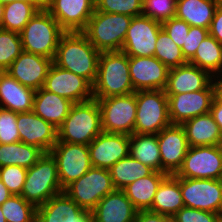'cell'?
<instances>
[{
	"label": "cell",
	"instance_id": "obj_1",
	"mask_svg": "<svg viewBox=\"0 0 222 222\" xmlns=\"http://www.w3.org/2000/svg\"><path fill=\"white\" fill-rule=\"evenodd\" d=\"M100 54L82 32H65L60 37L53 63L93 85Z\"/></svg>",
	"mask_w": 222,
	"mask_h": 222
},
{
	"label": "cell",
	"instance_id": "obj_2",
	"mask_svg": "<svg viewBox=\"0 0 222 222\" xmlns=\"http://www.w3.org/2000/svg\"><path fill=\"white\" fill-rule=\"evenodd\" d=\"M93 98H108L136 92L129 74V56L122 51L101 52Z\"/></svg>",
	"mask_w": 222,
	"mask_h": 222
},
{
	"label": "cell",
	"instance_id": "obj_3",
	"mask_svg": "<svg viewBox=\"0 0 222 222\" xmlns=\"http://www.w3.org/2000/svg\"><path fill=\"white\" fill-rule=\"evenodd\" d=\"M101 112L96 99L74 103L64 122L57 128V140L89 145L100 133Z\"/></svg>",
	"mask_w": 222,
	"mask_h": 222
},
{
	"label": "cell",
	"instance_id": "obj_4",
	"mask_svg": "<svg viewBox=\"0 0 222 222\" xmlns=\"http://www.w3.org/2000/svg\"><path fill=\"white\" fill-rule=\"evenodd\" d=\"M64 33L58 21L45 8L41 9L20 33L23 51L54 60Z\"/></svg>",
	"mask_w": 222,
	"mask_h": 222
},
{
	"label": "cell",
	"instance_id": "obj_5",
	"mask_svg": "<svg viewBox=\"0 0 222 222\" xmlns=\"http://www.w3.org/2000/svg\"><path fill=\"white\" fill-rule=\"evenodd\" d=\"M132 18L94 10L82 33L100 52L121 51Z\"/></svg>",
	"mask_w": 222,
	"mask_h": 222
},
{
	"label": "cell",
	"instance_id": "obj_6",
	"mask_svg": "<svg viewBox=\"0 0 222 222\" xmlns=\"http://www.w3.org/2000/svg\"><path fill=\"white\" fill-rule=\"evenodd\" d=\"M63 191L56 160L50 152L44 153L32 167L27 169L21 196L37 208Z\"/></svg>",
	"mask_w": 222,
	"mask_h": 222
},
{
	"label": "cell",
	"instance_id": "obj_7",
	"mask_svg": "<svg viewBox=\"0 0 222 222\" xmlns=\"http://www.w3.org/2000/svg\"><path fill=\"white\" fill-rule=\"evenodd\" d=\"M134 133L158 134L171 124L165 90L136 91Z\"/></svg>",
	"mask_w": 222,
	"mask_h": 222
},
{
	"label": "cell",
	"instance_id": "obj_8",
	"mask_svg": "<svg viewBox=\"0 0 222 222\" xmlns=\"http://www.w3.org/2000/svg\"><path fill=\"white\" fill-rule=\"evenodd\" d=\"M115 190L108 169L91 167L63 192L81 208L92 211L102 198Z\"/></svg>",
	"mask_w": 222,
	"mask_h": 222
},
{
	"label": "cell",
	"instance_id": "obj_9",
	"mask_svg": "<svg viewBox=\"0 0 222 222\" xmlns=\"http://www.w3.org/2000/svg\"><path fill=\"white\" fill-rule=\"evenodd\" d=\"M98 101L103 132L132 135L136 119V92L108 98H93Z\"/></svg>",
	"mask_w": 222,
	"mask_h": 222
},
{
	"label": "cell",
	"instance_id": "obj_10",
	"mask_svg": "<svg viewBox=\"0 0 222 222\" xmlns=\"http://www.w3.org/2000/svg\"><path fill=\"white\" fill-rule=\"evenodd\" d=\"M175 175L181 178L222 179V145L189 146L182 167Z\"/></svg>",
	"mask_w": 222,
	"mask_h": 222
},
{
	"label": "cell",
	"instance_id": "obj_11",
	"mask_svg": "<svg viewBox=\"0 0 222 222\" xmlns=\"http://www.w3.org/2000/svg\"><path fill=\"white\" fill-rule=\"evenodd\" d=\"M50 153L56 160L63 190L92 167L88 145L57 140Z\"/></svg>",
	"mask_w": 222,
	"mask_h": 222
},
{
	"label": "cell",
	"instance_id": "obj_12",
	"mask_svg": "<svg viewBox=\"0 0 222 222\" xmlns=\"http://www.w3.org/2000/svg\"><path fill=\"white\" fill-rule=\"evenodd\" d=\"M184 207L222 214V179L179 177Z\"/></svg>",
	"mask_w": 222,
	"mask_h": 222
},
{
	"label": "cell",
	"instance_id": "obj_13",
	"mask_svg": "<svg viewBox=\"0 0 222 222\" xmlns=\"http://www.w3.org/2000/svg\"><path fill=\"white\" fill-rule=\"evenodd\" d=\"M162 24L144 16H134L123 42L122 52L133 57L154 56Z\"/></svg>",
	"mask_w": 222,
	"mask_h": 222
},
{
	"label": "cell",
	"instance_id": "obj_14",
	"mask_svg": "<svg viewBox=\"0 0 222 222\" xmlns=\"http://www.w3.org/2000/svg\"><path fill=\"white\" fill-rule=\"evenodd\" d=\"M43 88L73 103L93 99L92 85L83 77L51 64Z\"/></svg>",
	"mask_w": 222,
	"mask_h": 222
},
{
	"label": "cell",
	"instance_id": "obj_15",
	"mask_svg": "<svg viewBox=\"0 0 222 222\" xmlns=\"http://www.w3.org/2000/svg\"><path fill=\"white\" fill-rule=\"evenodd\" d=\"M171 124L182 125L196 116L210 113L214 99L212 83L196 92L167 95Z\"/></svg>",
	"mask_w": 222,
	"mask_h": 222
},
{
	"label": "cell",
	"instance_id": "obj_16",
	"mask_svg": "<svg viewBox=\"0 0 222 222\" xmlns=\"http://www.w3.org/2000/svg\"><path fill=\"white\" fill-rule=\"evenodd\" d=\"M45 9L65 32H82L95 10V0H45Z\"/></svg>",
	"mask_w": 222,
	"mask_h": 222
},
{
	"label": "cell",
	"instance_id": "obj_17",
	"mask_svg": "<svg viewBox=\"0 0 222 222\" xmlns=\"http://www.w3.org/2000/svg\"><path fill=\"white\" fill-rule=\"evenodd\" d=\"M157 141L161 153V172L176 174L189 148L183 126L170 124L157 134Z\"/></svg>",
	"mask_w": 222,
	"mask_h": 222
},
{
	"label": "cell",
	"instance_id": "obj_18",
	"mask_svg": "<svg viewBox=\"0 0 222 222\" xmlns=\"http://www.w3.org/2000/svg\"><path fill=\"white\" fill-rule=\"evenodd\" d=\"M92 167L110 169L119 160L129 156L130 136L101 132L89 145Z\"/></svg>",
	"mask_w": 222,
	"mask_h": 222
},
{
	"label": "cell",
	"instance_id": "obj_19",
	"mask_svg": "<svg viewBox=\"0 0 222 222\" xmlns=\"http://www.w3.org/2000/svg\"><path fill=\"white\" fill-rule=\"evenodd\" d=\"M169 70L155 56H129V74L135 91L165 90Z\"/></svg>",
	"mask_w": 222,
	"mask_h": 222
},
{
	"label": "cell",
	"instance_id": "obj_20",
	"mask_svg": "<svg viewBox=\"0 0 222 222\" xmlns=\"http://www.w3.org/2000/svg\"><path fill=\"white\" fill-rule=\"evenodd\" d=\"M17 128L20 141L50 152L57 143V128L33 111L17 113Z\"/></svg>",
	"mask_w": 222,
	"mask_h": 222
},
{
	"label": "cell",
	"instance_id": "obj_21",
	"mask_svg": "<svg viewBox=\"0 0 222 222\" xmlns=\"http://www.w3.org/2000/svg\"><path fill=\"white\" fill-rule=\"evenodd\" d=\"M34 222H93V216L62 192L37 207Z\"/></svg>",
	"mask_w": 222,
	"mask_h": 222
},
{
	"label": "cell",
	"instance_id": "obj_22",
	"mask_svg": "<svg viewBox=\"0 0 222 222\" xmlns=\"http://www.w3.org/2000/svg\"><path fill=\"white\" fill-rule=\"evenodd\" d=\"M52 63L50 58L22 51L6 72L23 86L36 91L44 86Z\"/></svg>",
	"mask_w": 222,
	"mask_h": 222
},
{
	"label": "cell",
	"instance_id": "obj_23",
	"mask_svg": "<svg viewBox=\"0 0 222 222\" xmlns=\"http://www.w3.org/2000/svg\"><path fill=\"white\" fill-rule=\"evenodd\" d=\"M212 75L190 63L171 68L168 74L166 95L196 92L212 83Z\"/></svg>",
	"mask_w": 222,
	"mask_h": 222
},
{
	"label": "cell",
	"instance_id": "obj_24",
	"mask_svg": "<svg viewBox=\"0 0 222 222\" xmlns=\"http://www.w3.org/2000/svg\"><path fill=\"white\" fill-rule=\"evenodd\" d=\"M137 211L122 190H115L92 210L93 222H134Z\"/></svg>",
	"mask_w": 222,
	"mask_h": 222
},
{
	"label": "cell",
	"instance_id": "obj_25",
	"mask_svg": "<svg viewBox=\"0 0 222 222\" xmlns=\"http://www.w3.org/2000/svg\"><path fill=\"white\" fill-rule=\"evenodd\" d=\"M35 90L23 86L6 71L0 72V108L13 112H31Z\"/></svg>",
	"mask_w": 222,
	"mask_h": 222
},
{
	"label": "cell",
	"instance_id": "obj_26",
	"mask_svg": "<svg viewBox=\"0 0 222 222\" xmlns=\"http://www.w3.org/2000/svg\"><path fill=\"white\" fill-rule=\"evenodd\" d=\"M73 104L72 101L42 87L35 91L32 111L58 128L68 116Z\"/></svg>",
	"mask_w": 222,
	"mask_h": 222
},
{
	"label": "cell",
	"instance_id": "obj_27",
	"mask_svg": "<svg viewBox=\"0 0 222 222\" xmlns=\"http://www.w3.org/2000/svg\"><path fill=\"white\" fill-rule=\"evenodd\" d=\"M182 126L189 146L222 145V134L210 113L189 119Z\"/></svg>",
	"mask_w": 222,
	"mask_h": 222
},
{
	"label": "cell",
	"instance_id": "obj_28",
	"mask_svg": "<svg viewBox=\"0 0 222 222\" xmlns=\"http://www.w3.org/2000/svg\"><path fill=\"white\" fill-rule=\"evenodd\" d=\"M183 207L179 177L167 175L158 186L149 211L172 218Z\"/></svg>",
	"mask_w": 222,
	"mask_h": 222
},
{
	"label": "cell",
	"instance_id": "obj_29",
	"mask_svg": "<svg viewBox=\"0 0 222 222\" xmlns=\"http://www.w3.org/2000/svg\"><path fill=\"white\" fill-rule=\"evenodd\" d=\"M218 6V0H177L175 17L190 26L209 29Z\"/></svg>",
	"mask_w": 222,
	"mask_h": 222
},
{
	"label": "cell",
	"instance_id": "obj_30",
	"mask_svg": "<svg viewBox=\"0 0 222 222\" xmlns=\"http://www.w3.org/2000/svg\"><path fill=\"white\" fill-rule=\"evenodd\" d=\"M167 175V173L154 171L151 175L130 183L122 191L138 211L149 210L158 186Z\"/></svg>",
	"mask_w": 222,
	"mask_h": 222
},
{
	"label": "cell",
	"instance_id": "obj_31",
	"mask_svg": "<svg viewBox=\"0 0 222 222\" xmlns=\"http://www.w3.org/2000/svg\"><path fill=\"white\" fill-rule=\"evenodd\" d=\"M129 155L142 164L161 172V153L157 141V134L130 135Z\"/></svg>",
	"mask_w": 222,
	"mask_h": 222
},
{
	"label": "cell",
	"instance_id": "obj_32",
	"mask_svg": "<svg viewBox=\"0 0 222 222\" xmlns=\"http://www.w3.org/2000/svg\"><path fill=\"white\" fill-rule=\"evenodd\" d=\"M44 152L33 145L18 141L11 144H0V167H32Z\"/></svg>",
	"mask_w": 222,
	"mask_h": 222
},
{
	"label": "cell",
	"instance_id": "obj_33",
	"mask_svg": "<svg viewBox=\"0 0 222 222\" xmlns=\"http://www.w3.org/2000/svg\"><path fill=\"white\" fill-rule=\"evenodd\" d=\"M188 63L199 67L212 76L222 73V45L210 34L197 47ZM217 72V73H216Z\"/></svg>",
	"mask_w": 222,
	"mask_h": 222
},
{
	"label": "cell",
	"instance_id": "obj_34",
	"mask_svg": "<svg viewBox=\"0 0 222 222\" xmlns=\"http://www.w3.org/2000/svg\"><path fill=\"white\" fill-rule=\"evenodd\" d=\"M154 170L130 155L119 160L110 169L109 173L116 190H122L130 183L151 175Z\"/></svg>",
	"mask_w": 222,
	"mask_h": 222
},
{
	"label": "cell",
	"instance_id": "obj_35",
	"mask_svg": "<svg viewBox=\"0 0 222 222\" xmlns=\"http://www.w3.org/2000/svg\"><path fill=\"white\" fill-rule=\"evenodd\" d=\"M39 10L35 4L24 1H13L5 4L1 28L20 34Z\"/></svg>",
	"mask_w": 222,
	"mask_h": 222
},
{
	"label": "cell",
	"instance_id": "obj_36",
	"mask_svg": "<svg viewBox=\"0 0 222 222\" xmlns=\"http://www.w3.org/2000/svg\"><path fill=\"white\" fill-rule=\"evenodd\" d=\"M154 56L169 69L187 64L182 49L170 38L162 28L158 33Z\"/></svg>",
	"mask_w": 222,
	"mask_h": 222
},
{
	"label": "cell",
	"instance_id": "obj_37",
	"mask_svg": "<svg viewBox=\"0 0 222 222\" xmlns=\"http://www.w3.org/2000/svg\"><path fill=\"white\" fill-rule=\"evenodd\" d=\"M2 212L7 222H34L37 208L21 195H13L2 205Z\"/></svg>",
	"mask_w": 222,
	"mask_h": 222
},
{
	"label": "cell",
	"instance_id": "obj_38",
	"mask_svg": "<svg viewBox=\"0 0 222 222\" xmlns=\"http://www.w3.org/2000/svg\"><path fill=\"white\" fill-rule=\"evenodd\" d=\"M22 51L20 34L0 28V72L6 71Z\"/></svg>",
	"mask_w": 222,
	"mask_h": 222
},
{
	"label": "cell",
	"instance_id": "obj_39",
	"mask_svg": "<svg viewBox=\"0 0 222 222\" xmlns=\"http://www.w3.org/2000/svg\"><path fill=\"white\" fill-rule=\"evenodd\" d=\"M142 8L143 0H95V10L105 13L134 17L142 15Z\"/></svg>",
	"mask_w": 222,
	"mask_h": 222
},
{
	"label": "cell",
	"instance_id": "obj_40",
	"mask_svg": "<svg viewBox=\"0 0 222 222\" xmlns=\"http://www.w3.org/2000/svg\"><path fill=\"white\" fill-rule=\"evenodd\" d=\"M177 0H143L142 15L163 23L175 17Z\"/></svg>",
	"mask_w": 222,
	"mask_h": 222
},
{
	"label": "cell",
	"instance_id": "obj_41",
	"mask_svg": "<svg viewBox=\"0 0 222 222\" xmlns=\"http://www.w3.org/2000/svg\"><path fill=\"white\" fill-rule=\"evenodd\" d=\"M27 176V168L21 166L0 167V180L12 195H21Z\"/></svg>",
	"mask_w": 222,
	"mask_h": 222
},
{
	"label": "cell",
	"instance_id": "obj_42",
	"mask_svg": "<svg viewBox=\"0 0 222 222\" xmlns=\"http://www.w3.org/2000/svg\"><path fill=\"white\" fill-rule=\"evenodd\" d=\"M17 112L0 108V144L20 141L17 128Z\"/></svg>",
	"mask_w": 222,
	"mask_h": 222
},
{
	"label": "cell",
	"instance_id": "obj_43",
	"mask_svg": "<svg viewBox=\"0 0 222 222\" xmlns=\"http://www.w3.org/2000/svg\"><path fill=\"white\" fill-rule=\"evenodd\" d=\"M219 215L210 211L183 207L172 218L175 222H216Z\"/></svg>",
	"mask_w": 222,
	"mask_h": 222
},
{
	"label": "cell",
	"instance_id": "obj_44",
	"mask_svg": "<svg viewBox=\"0 0 222 222\" xmlns=\"http://www.w3.org/2000/svg\"><path fill=\"white\" fill-rule=\"evenodd\" d=\"M208 34L209 29L190 26L189 32L186 35L185 42L181 48L183 56L187 61H189L194 56L197 47Z\"/></svg>",
	"mask_w": 222,
	"mask_h": 222
},
{
	"label": "cell",
	"instance_id": "obj_45",
	"mask_svg": "<svg viewBox=\"0 0 222 222\" xmlns=\"http://www.w3.org/2000/svg\"><path fill=\"white\" fill-rule=\"evenodd\" d=\"M162 28L167 32L176 45L182 48L186 35L189 32L190 25L184 20L173 17L163 22Z\"/></svg>",
	"mask_w": 222,
	"mask_h": 222
},
{
	"label": "cell",
	"instance_id": "obj_46",
	"mask_svg": "<svg viewBox=\"0 0 222 222\" xmlns=\"http://www.w3.org/2000/svg\"><path fill=\"white\" fill-rule=\"evenodd\" d=\"M209 34L222 45V5L216 8L209 28Z\"/></svg>",
	"mask_w": 222,
	"mask_h": 222
},
{
	"label": "cell",
	"instance_id": "obj_47",
	"mask_svg": "<svg viewBox=\"0 0 222 222\" xmlns=\"http://www.w3.org/2000/svg\"><path fill=\"white\" fill-rule=\"evenodd\" d=\"M170 217L149 210L137 211L134 222H167Z\"/></svg>",
	"mask_w": 222,
	"mask_h": 222
},
{
	"label": "cell",
	"instance_id": "obj_48",
	"mask_svg": "<svg viewBox=\"0 0 222 222\" xmlns=\"http://www.w3.org/2000/svg\"><path fill=\"white\" fill-rule=\"evenodd\" d=\"M210 114L212 115L214 121L218 124L220 132L222 134V104L213 99Z\"/></svg>",
	"mask_w": 222,
	"mask_h": 222
},
{
	"label": "cell",
	"instance_id": "obj_49",
	"mask_svg": "<svg viewBox=\"0 0 222 222\" xmlns=\"http://www.w3.org/2000/svg\"><path fill=\"white\" fill-rule=\"evenodd\" d=\"M212 79H214L212 80L214 99L222 104V74H216L212 77Z\"/></svg>",
	"mask_w": 222,
	"mask_h": 222
},
{
	"label": "cell",
	"instance_id": "obj_50",
	"mask_svg": "<svg viewBox=\"0 0 222 222\" xmlns=\"http://www.w3.org/2000/svg\"><path fill=\"white\" fill-rule=\"evenodd\" d=\"M11 196H13L10 191L7 189V187L3 184V182L0 180V206L8 200Z\"/></svg>",
	"mask_w": 222,
	"mask_h": 222
},
{
	"label": "cell",
	"instance_id": "obj_51",
	"mask_svg": "<svg viewBox=\"0 0 222 222\" xmlns=\"http://www.w3.org/2000/svg\"><path fill=\"white\" fill-rule=\"evenodd\" d=\"M13 1H24L35 4L40 10L45 8V0H0L2 4H8Z\"/></svg>",
	"mask_w": 222,
	"mask_h": 222
},
{
	"label": "cell",
	"instance_id": "obj_52",
	"mask_svg": "<svg viewBox=\"0 0 222 222\" xmlns=\"http://www.w3.org/2000/svg\"><path fill=\"white\" fill-rule=\"evenodd\" d=\"M3 16H4V4L0 3V28L3 21Z\"/></svg>",
	"mask_w": 222,
	"mask_h": 222
},
{
	"label": "cell",
	"instance_id": "obj_53",
	"mask_svg": "<svg viewBox=\"0 0 222 222\" xmlns=\"http://www.w3.org/2000/svg\"><path fill=\"white\" fill-rule=\"evenodd\" d=\"M0 222H7L4 215H3L1 206H0Z\"/></svg>",
	"mask_w": 222,
	"mask_h": 222
},
{
	"label": "cell",
	"instance_id": "obj_54",
	"mask_svg": "<svg viewBox=\"0 0 222 222\" xmlns=\"http://www.w3.org/2000/svg\"><path fill=\"white\" fill-rule=\"evenodd\" d=\"M216 222H222V214H220L216 220Z\"/></svg>",
	"mask_w": 222,
	"mask_h": 222
},
{
	"label": "cell",
	"instance_id": "obj_55",
	"mask_svg": "<svg viewBox=\"0 0 222 222\" xmlns=\"http://www.w3.org/2000/svg\"><path fill=\"white\" fill-rule=\"evenodd\" d=\"M167 222H175L173 218H170Z\"/></svg>",
	"mask_w": 222,
	"mask_h": 222
}]
</instances>
